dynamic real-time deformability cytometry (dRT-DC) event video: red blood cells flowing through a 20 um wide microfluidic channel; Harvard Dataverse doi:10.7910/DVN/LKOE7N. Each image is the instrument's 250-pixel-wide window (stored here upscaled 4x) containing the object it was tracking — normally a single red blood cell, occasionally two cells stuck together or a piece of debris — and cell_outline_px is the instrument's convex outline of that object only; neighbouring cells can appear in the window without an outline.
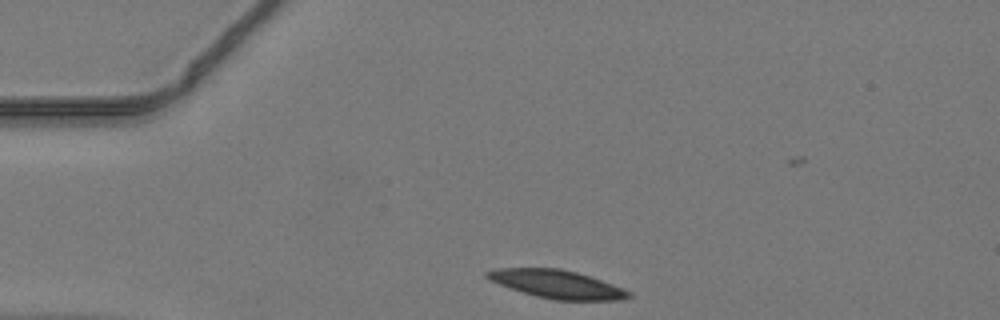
{"species": "common noctule bat (a hibernating species)", "species_latin": "Nyctalus noctula", "temperature_condition": "warm", "stored_images_in_passage": 38, "camera_frame_rate_fps": 3000, "um_per_image_px": 0.085, "animal": {"sex": "male", "body_mass_g": 19.2, "forearm_length_mm": 51.8}, "frame": {"image": 1, "passage_image": 1, "time_ms": 0.0, "image_size_px": [1000, 320], "cell_outline_px": [[632, 296], [620, 300], [556, 300], [536, 296], [500, 284], [484, 276], [484, 272], [496, 268], [560, 268], [576, 272], [612, 284], [632, 292]], "centroid_in_image_um": [47.35, 24.15], "position_along_channel_um": 37.6, "area_um2": 22.95}}
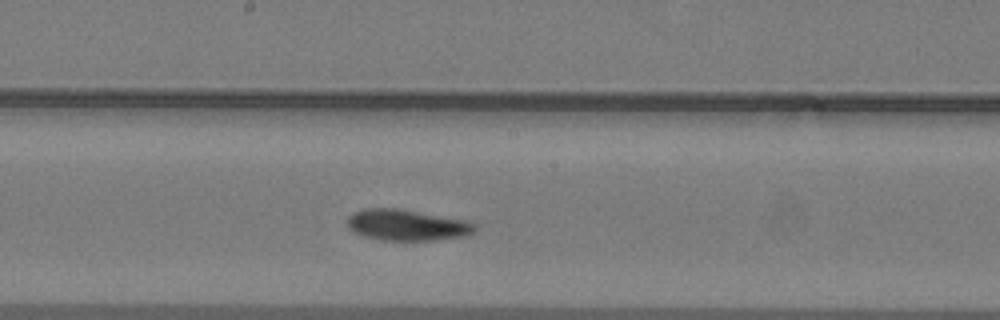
{"frame": {"image": 2, "passage_image": 16, "time_ms": 5.0, "image_size_px": [1000, 320], "cell_outline_px": [[476, 228], [468, 236], [432, 240], [380, 240], [364, 236], [352, 232], [348, 228], [348, 216], [352, 212], [364, 208], [400, 208], [472, 220], [476, 224]], "centroid_in_image_um": [34.62, 19.11], "position_along_channel_um": 213.6, "area_um2": 23.7}}
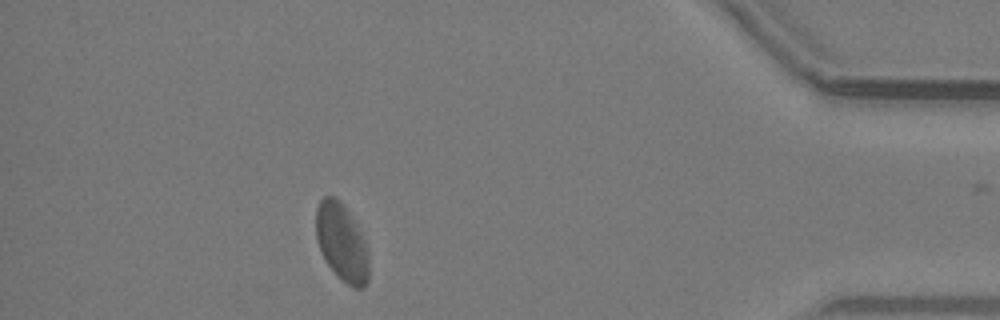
{"frame": {"image": 3, "passage_image": 33, "time_ms": 10.667, "image_size_px": [1000, 320], "cell_outline_px": [[368, 280], [364, 288], [352, 288], [336, 276], [328, 264], [316, 240], [316, 208], [320, 200], [324, 196], [332, 196], [340, 200], [344, 204], [356, 224], [368, 248]], "centroid_in_image_um": [29.05, 20.61], "position_along_channel_um": 406.1, "area_um2": 23.99}}